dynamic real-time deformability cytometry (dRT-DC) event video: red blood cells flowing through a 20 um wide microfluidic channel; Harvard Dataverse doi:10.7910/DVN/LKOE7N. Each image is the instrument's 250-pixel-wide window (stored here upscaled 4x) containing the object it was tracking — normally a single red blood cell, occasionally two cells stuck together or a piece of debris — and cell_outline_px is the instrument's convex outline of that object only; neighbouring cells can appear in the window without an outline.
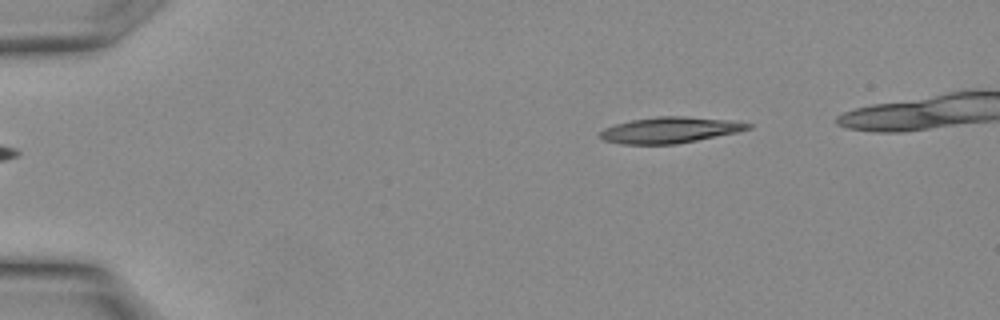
{"species": "Egyptian fruit bat (a non-hibernating species)", "species_latin": "Rousettus aegyptiacus", "temperature_condition": "warm", "stored_images_in_passage": 11, "camera_frame_rate_fps": 3000, "um_per_image_px": 0.085, "animal": {"sex": "female"}, "frame": {"image": 1, "passage_image": 1, "time_ms": 0.0, "image_size_px": [1000, 320], "cell_outline_px": [[752, 128], [736, 132], [676, 144], [620, 144], [604, 140], [596, 136], [604, 128], [616, 124], [632, 120], [656, 116], [684, 116], [728, 120], [752, 124]], "centroid_in_image_um": [56.89, 11.05], "position_along_channel_um": 28.1, "area_um2": 22.25}}
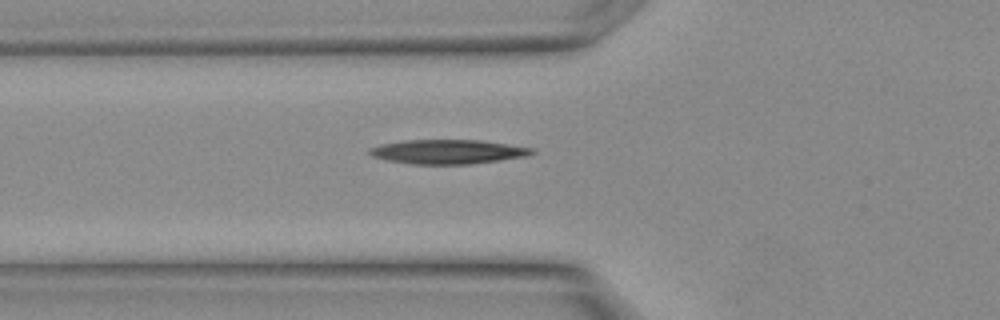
{"frame": {"image": 2, "passage_image": 7, "time_ms": 2.0, "image_size_px": [1000, 320], "cell_outline_px": [[536, 152], [528, 156], [472, 164], [412, 164], [388, 160], [372, 156], [368, 152], [368, 148], [384, 144], [404, 140], [480, 140], [536, 148]], "centroid_in_image_um": [38.12, 12.9], "position_along_channel_um": 87.7, "area_um2": 23.0}}
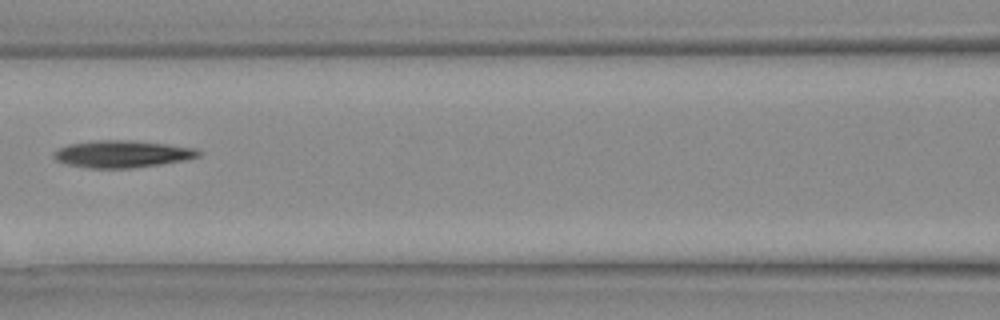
{"frame": {"image": 3, "passage_image": 10, "time_ms": 3.0, "image_size_px": [1000, 320], "cell_outline_px": [[200, 156], [184, 160], [160, 164], [132, 168], [88, 168], [68, 164], [56, 160], [52, 156], [52, 152], [56, 148], [68, 144], [96, 140], [132, 140], [168, 144], [196, 148], [200, 152]], "centroid_in_image_um": [10.34, 13.08], "position_along_channel_um": 156.3, "area_um2": 23.0}}